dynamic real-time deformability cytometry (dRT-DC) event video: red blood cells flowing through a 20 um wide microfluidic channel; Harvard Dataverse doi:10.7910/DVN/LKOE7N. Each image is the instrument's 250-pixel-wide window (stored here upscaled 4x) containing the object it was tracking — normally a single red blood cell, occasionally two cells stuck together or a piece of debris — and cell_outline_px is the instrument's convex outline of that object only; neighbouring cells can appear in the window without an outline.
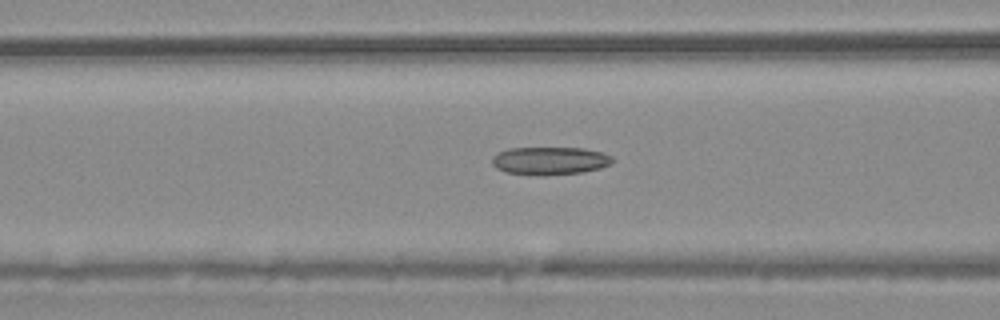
{"species": "common noctule bat (a hibernating species)", "species_latin": "Nyctalus noctula", "temperature_condition": "warm", "stored_images_in_passage": 55, "camera_frame_rate_fps": 3000, "um_per_image_px": 0.085, "animal": {"sex": "male", "body_mass_g": 20.4}, "frame": {"image": 1, "passage_image": 22, "time_ms": 7.0, "image_size_px": [1000, 320], "cell_outline_px": [[612, 164], [600, 168], [580, 172], [544, 176], [504, 172], [496, 168], [492, 164], [492, 156], [496, 152], [508, 148], [584, 148], [600, 152], [612, 156]], "centroid_in_image_um": [46.69, 13.66], "position_along_channel_um": 119.9, "area_um2": 19.71}}
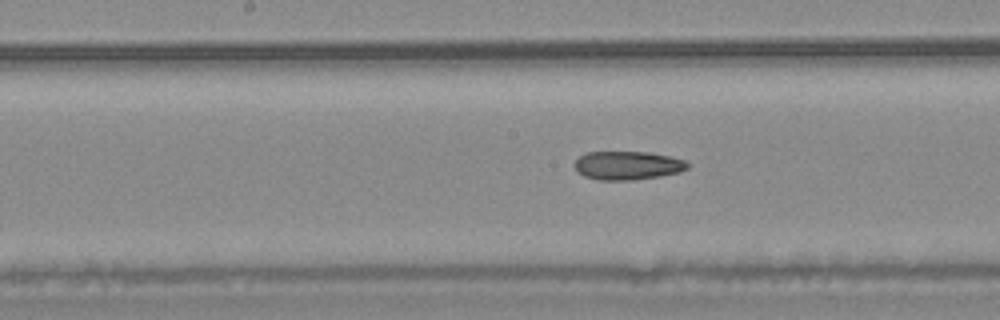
{"frame": {"image": 2, "passage_image": 28, "time_ms": 9.0, "image_size_px": [1000, 320], "cell_outline_px": [[688, 168], [680, 172], [660, 176], [632, 180], [596, 180], [584, 176], [576, 168], [576, 160], [580, 156], [588, 152], [648, 152], [668, 156], [684, 160], [688, 164]], "centroid_in_image_um": [53.36, 14.07], "position_along_channel_um": 194.8, "area_um2": 18.61}}
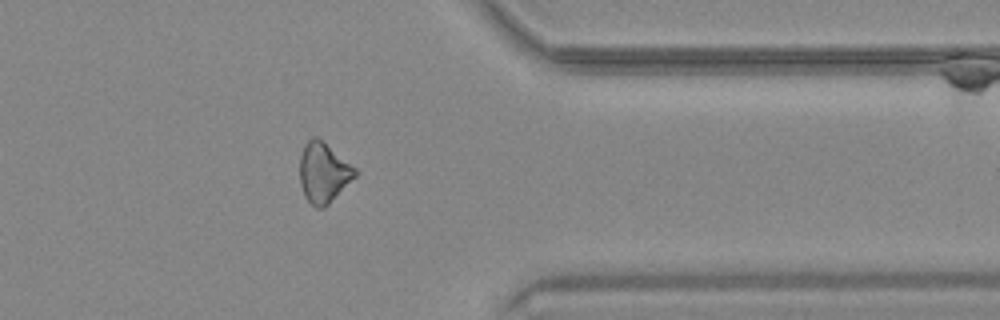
{"frame": {"image": 3, "passage_image": 44, "time_ms": 14.333, "image_size_px": [1000, 320], "cell_outline_px": [[356, 176], [324, 208], [316, 208], [304, 196], [300, 184], [300, 156], [304, 144], [312, 136], [316, 136], [356, 168]], "centroid_in_image_um": [27.47, 14.67], "position_along_channel_um": 383.9, "area_um2": 19.13}, "authors_computed_cell_mechanics": {"area_um2": 19.8254, "velocity_mm_per_s": 3.7508, "shape_relaxation_time_tau1_ms": null, "shape_relaxation_time_tau2_ms": 7.1764, "deformation_change_tau1": null, "deformation_change_tau2": 0.1714}}